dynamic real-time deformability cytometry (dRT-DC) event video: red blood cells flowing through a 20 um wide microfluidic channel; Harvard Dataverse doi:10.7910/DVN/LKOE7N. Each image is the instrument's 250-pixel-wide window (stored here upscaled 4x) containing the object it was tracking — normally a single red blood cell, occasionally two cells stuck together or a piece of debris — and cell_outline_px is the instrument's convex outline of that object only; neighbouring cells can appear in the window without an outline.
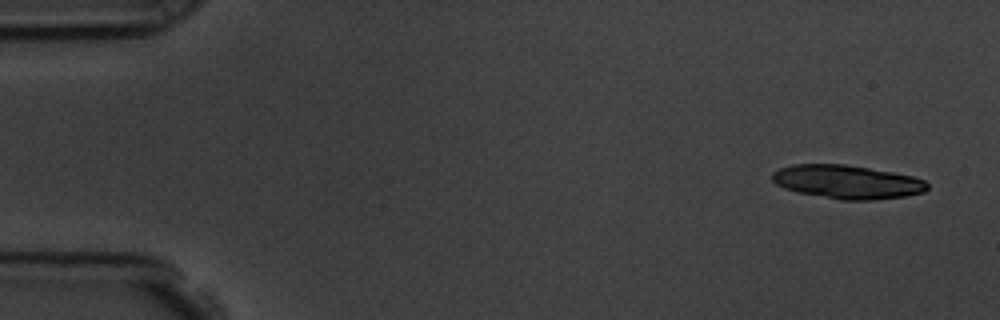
{"species": "common noctule bat (a hibernating species)", "species_latin": "Nyctalus noctula", "temperature_condition": "room temperature", "stored_images_in_passage": 14, "camera_frame_rate_fps": 3000, "um_per_image_px": 0.085, "animal": {"sex": "male", "body_mass_g": 19.5, "forearm_length_mm": 54.6}, "frame": {"image": 1, "passage_image": 1, "time_ms": 0.0, "image_size_px": [1000, 320], "cell_outline_px": [[928, 188], [924, 192], [904, 196], [872, 200], [840, 200], [800, 192], [784, 188], [776, 184], [772, 180], [772, 172], [780, 168], [792, 164], [844, 164], [892, 172], [912, 176], [924, 180], [928, 184]], "centroid_in_image_um": [72.0, 15.46], "position_along_channel_um": 13.0, "area_um2": 30.23}}